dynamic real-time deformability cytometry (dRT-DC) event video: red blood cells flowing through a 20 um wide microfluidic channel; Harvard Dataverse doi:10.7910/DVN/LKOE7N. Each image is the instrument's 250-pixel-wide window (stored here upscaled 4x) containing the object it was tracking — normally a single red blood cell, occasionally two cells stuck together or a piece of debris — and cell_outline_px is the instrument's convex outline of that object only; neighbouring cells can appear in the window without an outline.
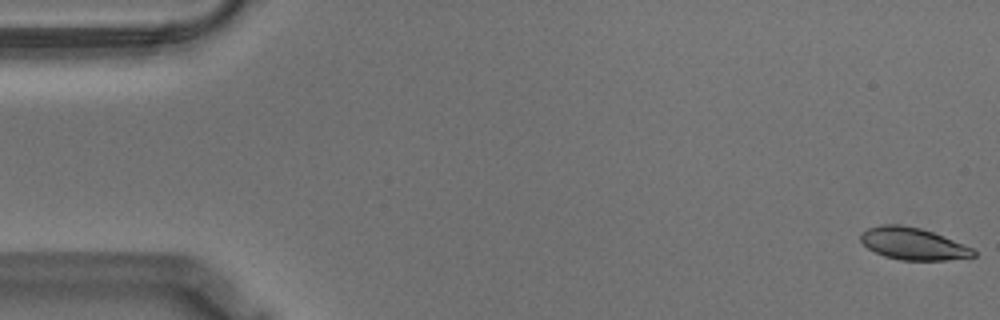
{"species": "Egyptian fruit bat (a non-hibernating species)", "species_latin": "Rousettus aegyptiacus", "temperature_condition": "warm", "stored_images_in_passage": 58, "camera_frame_rate_fps": 3000, "um_per_image_px": 0.085, "animal": {"sex": "male"}, "frame": {"image": 1, "passage_image": 1, "time_ms": 0.0, "image_size_px": [1000, 320], "cell_outline_px": [[976, 256], [948, 260], [900, 260], [884, 256], [868, 248], [860, 240], [860, 232], [868, 228], [880, 224], [900, 224], [920, 228], [932, 232], [972, 248], [976, 252]], "centroid_in_image_um": [77.57, 20.71], "position_along_channel_um": 7.4, "area_um2": 20.98}}
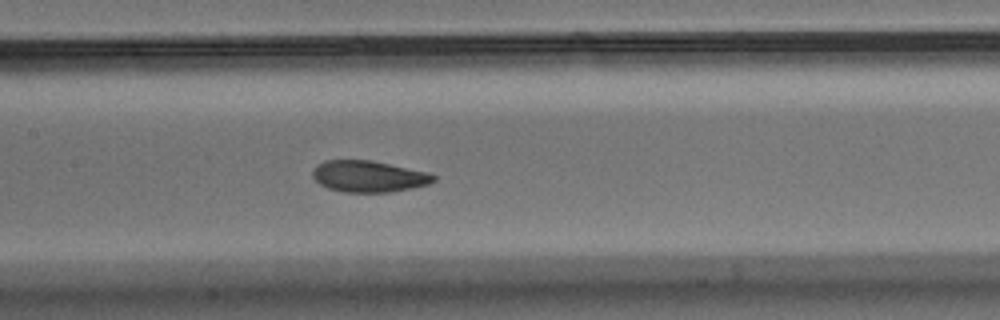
{"frame": {"image": 2, "passage_image": 27, "time_ms": 8.667, "image_size_px": [1000, 320], "cell_outline_px": [[436, 180], [428, 184], [412, 188], [388, 192], [344, 192], [328, 188], [320, 184], [312, 176], [312, 172], [316, 164], [324, 160], [372, 160], [428, 172], [436, 176]], "centroid_in_image_um": [31.32, 14.98], "position_along_channel_um": 176.1, "area_um2": 22.2}}
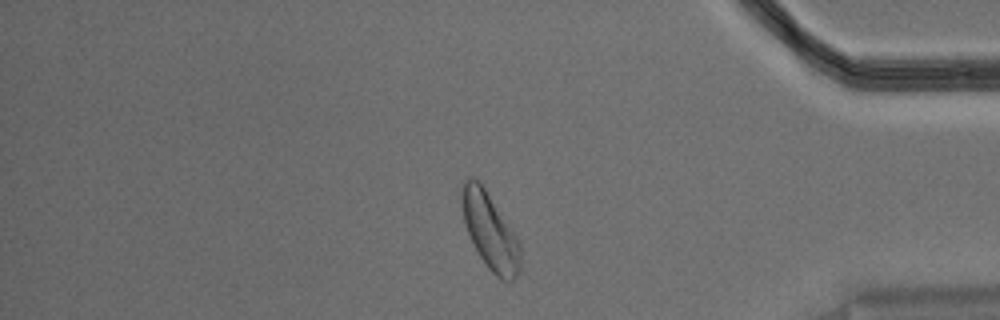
{"frame": {"image": 3, "passage_image": 48, "time_ms": 15.667, "image_size_px": [1000, 320], "cell_outline_px": [[520, 272], [508, 284], [500, 280], [488, 268], [480, 256], [468, 232], [464, 220], [464, 180], [468, 176], [472, 176], [480, 180], [516, 236], [520, 244]], "centroid_in_image_um": [41.71, 19.7], "position_along_channel_um": 393.5, "area_um2": 25.43}, "authors_computed_cell_mechanics": {"area_um2": 22.5709, "velocity_mm_per_s": 3.5157, "shape_relaxation_time_tau1_ms": 3.5955, "shape_relaxation_time_tau2_ms": 2.3072, "deformation_change_tau1": 0.1372, "deformation_change_tau2": 0.0606}}